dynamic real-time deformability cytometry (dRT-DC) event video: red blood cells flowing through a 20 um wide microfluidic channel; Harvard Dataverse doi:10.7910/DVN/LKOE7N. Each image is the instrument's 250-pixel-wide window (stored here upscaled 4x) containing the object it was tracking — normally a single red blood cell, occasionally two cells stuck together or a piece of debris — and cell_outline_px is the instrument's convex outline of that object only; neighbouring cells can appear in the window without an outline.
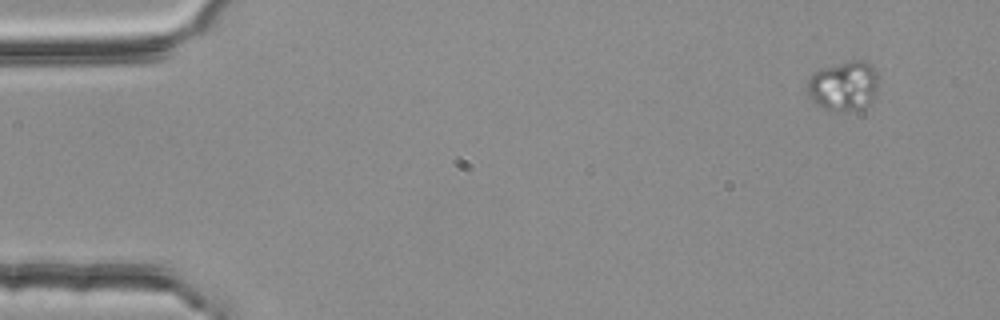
{"species": "common noctule bat (a hibernating species)", "species_latin": "Nyctalus noctula", "temperature_condition": "room temperature", "stored_images_in_passage": 4, "segment_of_instrument_passage": [1, 2], "camera_frame_rate_fps": 3000, "um_per_image_px": 0.085, "animal": {"sex": "female", "body_mass_g": 25.1}, "frame": {"image": 1, "passage_image": 1, "time_ms": 0.0, "image_size_px": [1000, 320], "cell_outline_px": [[880, 80], [876, 92], [872, 100], [864, 108], [848, 112], [836, 112], [824, 108], [816, 104], [808, 96], [804, 88], [808, 80], [816, 72], [824, 68], [852, 60], [864, 60], [880, 76]], "centroid_in_image_um": [71.72, 7.34], "position_along_channel_um": 13.3, "area_um2": 20.92}}